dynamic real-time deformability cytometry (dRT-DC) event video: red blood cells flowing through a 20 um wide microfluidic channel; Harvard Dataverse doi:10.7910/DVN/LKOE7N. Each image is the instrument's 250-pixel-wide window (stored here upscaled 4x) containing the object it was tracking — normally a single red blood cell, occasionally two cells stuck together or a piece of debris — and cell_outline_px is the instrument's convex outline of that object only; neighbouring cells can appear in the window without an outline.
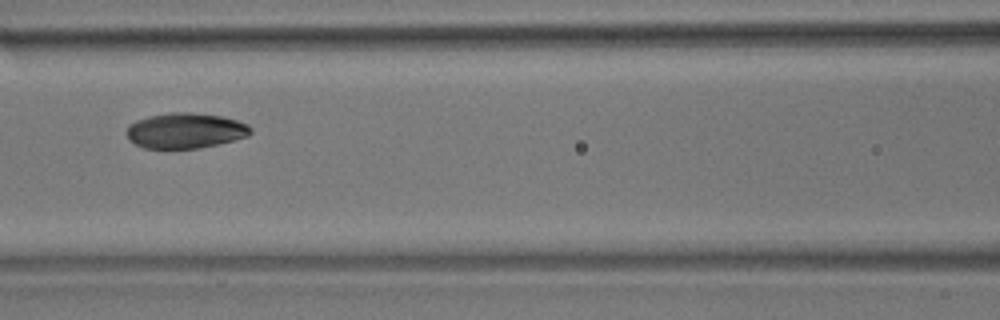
{"species": "common noctule bat (a hibernating species)", "species_latin": "Nyctalus noctula", "temperature_condition": "room temperature", "stored_images_in_passage": 7, "camera_frame_rate_fps": 3000, "um_per_image_px": 0.085, "animal": {"sex": "male", "body_mass_g": 17.9}, "frame": {"image": 1, "passage_image": 5, "time_ms": 1.333, "image_size_px": [1000, 320], "cell_outline_px": [[252, 132], [248, 136], [200, 148], [144, 148], [128, 140], [124, 132], [128, 124], [136, 120], [148, 116], [172, 112], [192, 112], [224, 116], [248, 124], [252, 128]], "centroid_in_image_um": [15.72, 11.09], "position_along_channel_um": 150.9, "area_um2": 25.84}}
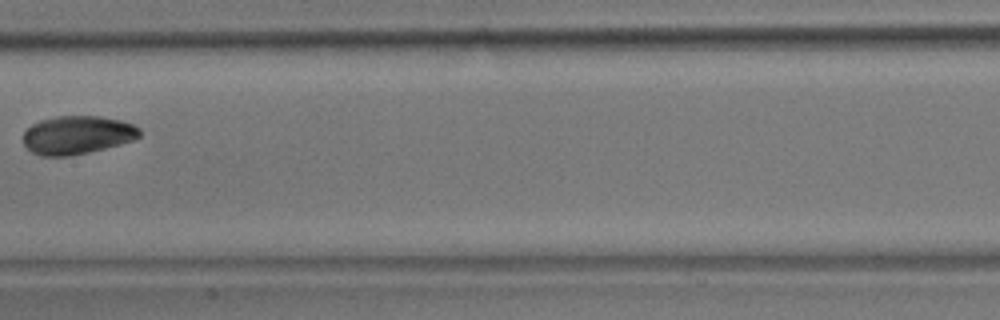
{"frame": {"image": 2, "passage_image": 6, "time_ms": 1.667, "image_size_px": [1000, 320], "cell_outline_px": [[140, 136], [132, 140], [120, 144], [88, 152], [68, 156], [40, 156], [32, 152], [24, 144], [24, 132], [32, 124], [40, 120], [56, 116], [100, 116], [120, 120], [132, 124], [140, 128]], "centroid_in_image_um": [6.56, 11.47], "position_along_channel_um": 200.8, "area_um2": 25.89}}